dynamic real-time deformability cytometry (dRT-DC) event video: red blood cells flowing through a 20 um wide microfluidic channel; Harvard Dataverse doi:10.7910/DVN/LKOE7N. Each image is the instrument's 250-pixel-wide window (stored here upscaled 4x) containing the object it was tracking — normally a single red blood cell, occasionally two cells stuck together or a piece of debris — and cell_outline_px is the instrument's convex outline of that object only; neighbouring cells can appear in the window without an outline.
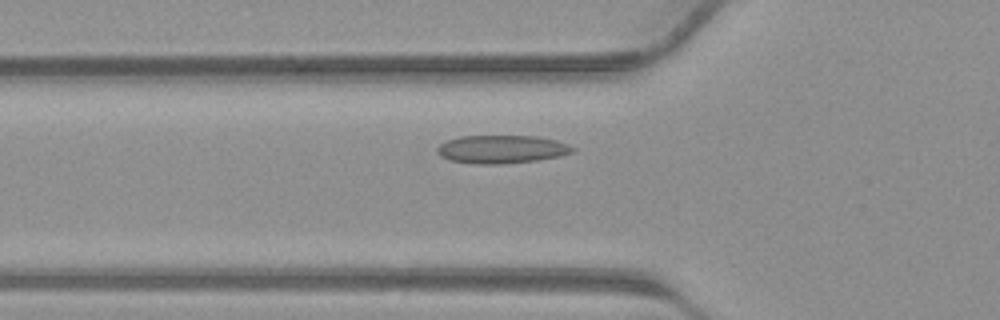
{"species": "common noctule bat (a hibernating species)", "species_latin": "Nyctalus noctula", "temperature_condition": "warm", "stored_images_in_passage": 32, "camera_frame_rate_fps": 3000, "um_per_image_px": 0.085, "animal": {"sex": "male", "body_mass_g": 23.1, "forearm_length_mm": 52.7}, "frame": {"image": 1, "passage_image": 5, "time_ms": 1.333, "image_size_px": [1000, 320], "cell_outline_px": [[576, 148], [572, 152], [560, 156], [536, 160], [504, 164], [472, 164], [452, 160], [440, 156], [436, 152], [436, 148], [440, 144], [448, 140], [460, 136], [536, 136], [556, 140], [568, 144]], "centroid_in_image_um": [42.63, 12.69], "position_along_channel_um": 83.2, "area_um2": 22.25}}
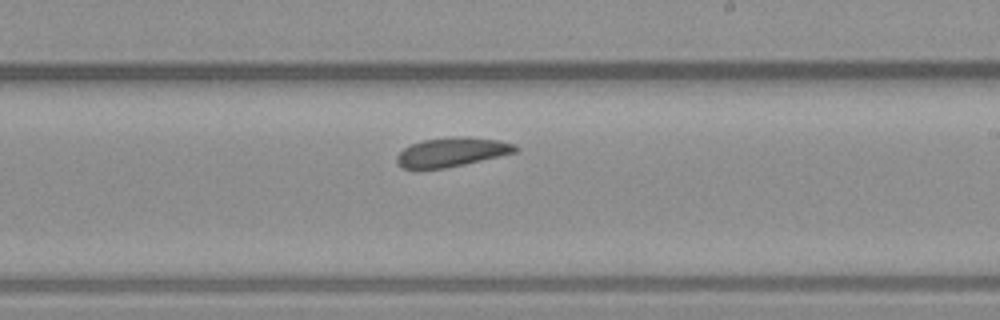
{"frame": {"image": 2, "passage_image": 15, "time_ms": 4.667, "image_size_px": [1000, 320], "cell_outline_px": [[520, 148], [516, 152], [500, 156], [464, 164], [444, 168], [404, 168], [396, 164], [396, 156], [404, 148], [412, 144], [424, 140], [464, 136], [468, 136], [500, 140], [516, 144]], "centroid_in_image_um": [38.45, 12.92], "position_along_channel_um": 250.6, "area_um2": 20.0}}
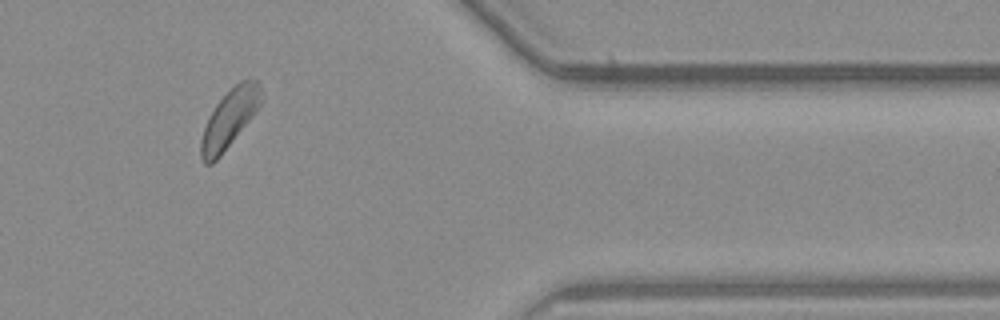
{"frame": {"image": 3, "passage_image": 25, "time_ms": 8.0, "image_size_px": [1000, 320], "cell_outline_px": [[260, 104], [252, 116], [220, 156], [212, 164], [204, 164], [200, 156], [200, 140], [208, 116], [216, 104], [240, 80], [256, 80], [260, 88]], "centroid_in_image_um": [19.44, 10.13], "position_along_channel_um": 392.0, "area_um2": 19.77}}